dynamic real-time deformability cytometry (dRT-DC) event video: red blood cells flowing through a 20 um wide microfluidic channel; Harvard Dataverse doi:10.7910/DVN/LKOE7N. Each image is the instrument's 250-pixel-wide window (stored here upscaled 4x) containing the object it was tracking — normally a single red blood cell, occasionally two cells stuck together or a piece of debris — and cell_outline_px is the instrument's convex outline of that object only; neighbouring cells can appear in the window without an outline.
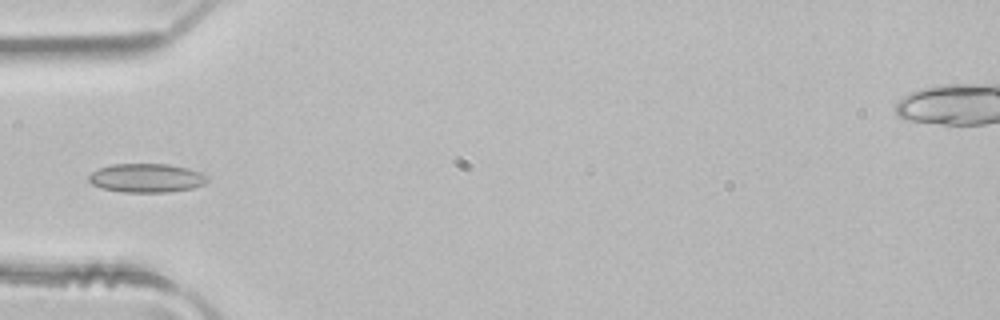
{"species": "common noctule bat (a hibernating species)", "species_latin": "Nyctalus noctula", "temperature_condition": "room temperature", "stored_images_in_passage": 3, "camera_frame_rate_fps": 3000, "um_per_image_px": 0.085, "animal": {"sex": "male", "body_mass_g": 21.5, "forearm_length_mm": 52.0}, "frame": {"image": 1, "passage_image": 3, "time_ms": 0.667, "image_size_px": [1000, 320], "cell_outline_px": [[208, 180], [204, 184], [192, 188], [172, 192], [124, 192], [100, 188], [92, 184], [88, 180], [88, 176], [92, 172], [100, 168], [112, 164], [168, 164], [188, 168], [200, 172], [208, 176]], "centroid_in_image_um": [12.46, 15.13], "position_along_channel_um": 72.5, "area_um2": 20.0}}